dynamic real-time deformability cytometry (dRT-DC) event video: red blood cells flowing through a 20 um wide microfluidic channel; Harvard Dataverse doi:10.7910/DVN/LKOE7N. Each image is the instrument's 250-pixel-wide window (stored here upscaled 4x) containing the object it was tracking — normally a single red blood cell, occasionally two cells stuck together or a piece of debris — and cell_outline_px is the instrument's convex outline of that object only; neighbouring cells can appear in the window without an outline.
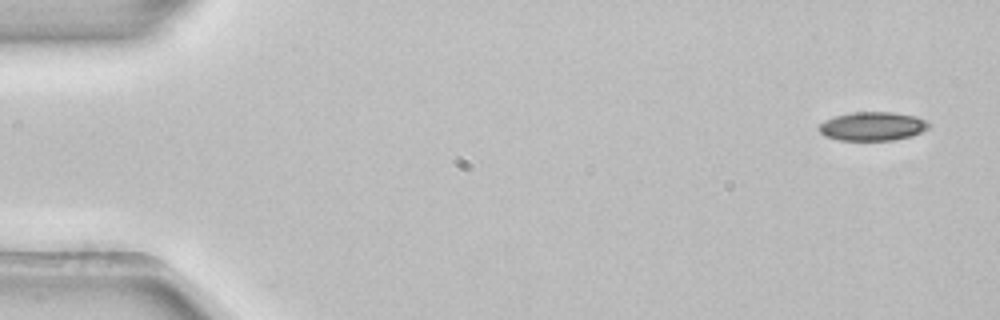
{"species": "common noctule bat (a hibernating species)", "species_latin": "Nyctalus noctula", "temperature_condition": "room temperature", "stored_images_in_passage": 6, "camera_frame_rate_fps": 3000, "um_per_image_px": 0.085, "animal": {"sex": "female", "body_mass_g": 22.7, "forearm_length_mm": 54.2}, "frame": {"image": 1, "passage_image": 1, "time_ms": 0.0, "image_size_px": [1000, 320], "cell_outline_px": [[932, 124], [928, 128], [920, 132], [908, 136], [892, 140], [840, 140], [824, 136], [820, 132], [820, 124], [824, 120], [836, 116], [852, 112], [892, 112], [916, 116]], "centroid_in_image_um": [74.16, 10.72], "position_along_channel_um": 10.8, "area_um2": 18.21}}
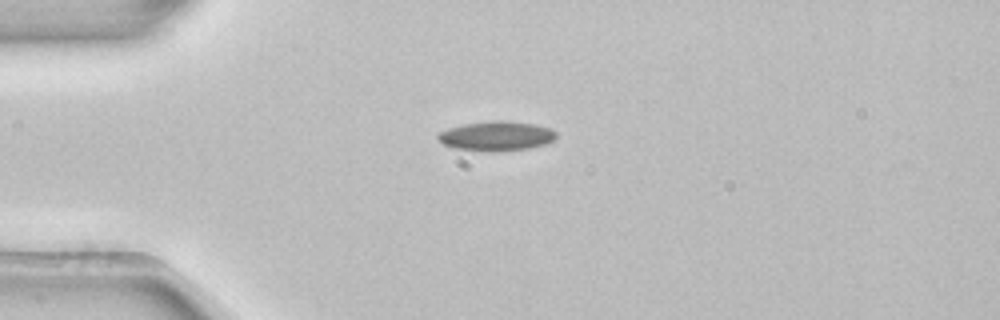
{"frame": {"image": 2, "passage_image": 4, "time_ms": 1.0, "image_size_px": [1000, 320], "cell_outline_px": [[556, 136], [548, 144], [528, 148], [492, 152], [452, 148], [444, 144], [436, 136], [440, 132], [448, 128], [464, 124], [496, 120], [500, 120], [536, 124], [548, 128], [556, 132]], "centroid_in_image_um": [42.19, 11.56], "position_along_channel_um": 42.8, "area_um2": 20.29}}